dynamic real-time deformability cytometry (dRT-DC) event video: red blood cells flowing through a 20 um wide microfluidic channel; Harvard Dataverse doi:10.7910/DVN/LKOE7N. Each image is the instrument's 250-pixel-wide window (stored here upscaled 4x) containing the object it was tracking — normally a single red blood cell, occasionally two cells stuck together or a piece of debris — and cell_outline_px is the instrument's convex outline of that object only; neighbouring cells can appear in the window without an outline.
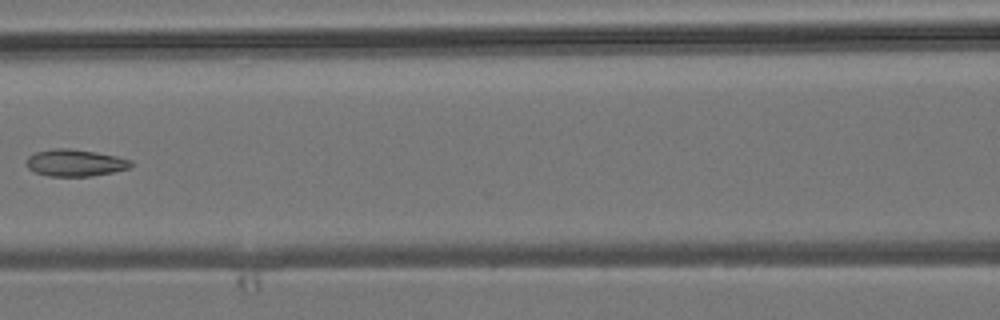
{"species": "common noctule bat (a hibernating species)", "species_latin": "Nyctalus noctula", "temperature_condition": "room temperature", "stored_images_in_passage": 6, "camera_frame_rate_fps": 3000, "um_per_image_px": 0.085, "animal": {"sex": "male", "body_mass_g": 19.2, "forearm_length_mm": 51.8}, "frame": {"image": 1, "passage_image": 5, "time_ms": 6.0, "image_size_px": [1000, 320], "cell_outline_px": [[136, 164], [128, 168], [112, 172], [92, 176], [48, 176], [32, 172], [28, 168], [28, 156], [36, 152], [52, 148], [68, 148], [96, 152], [116, 156], [132, 160]], "centroid_in_image_um": [6.4, 13.84], "position_along_channel_um": 160.2, "area_um2": 16.47}}
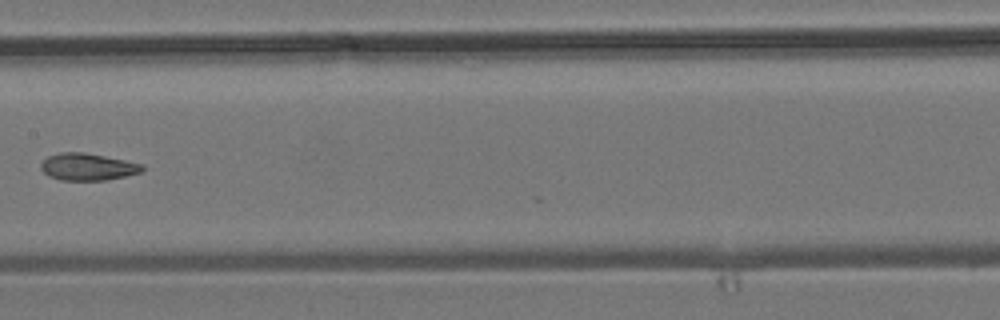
{"frame": {"image": 2, "passage_image": 6, "time_ms": 7.0, "image_size_px": [1000, 320], "cell_outline_px": [[144, 172], [108, 180], [60, 180], [48, 176], [40, 168], [40, 164], [48, 156], [60, 152], [84, 152], [144, 164]], "centroid_in_image_um": [7.47, 14.18], "position_along_channel_um": 199.9, "area_um2": 16.13}}